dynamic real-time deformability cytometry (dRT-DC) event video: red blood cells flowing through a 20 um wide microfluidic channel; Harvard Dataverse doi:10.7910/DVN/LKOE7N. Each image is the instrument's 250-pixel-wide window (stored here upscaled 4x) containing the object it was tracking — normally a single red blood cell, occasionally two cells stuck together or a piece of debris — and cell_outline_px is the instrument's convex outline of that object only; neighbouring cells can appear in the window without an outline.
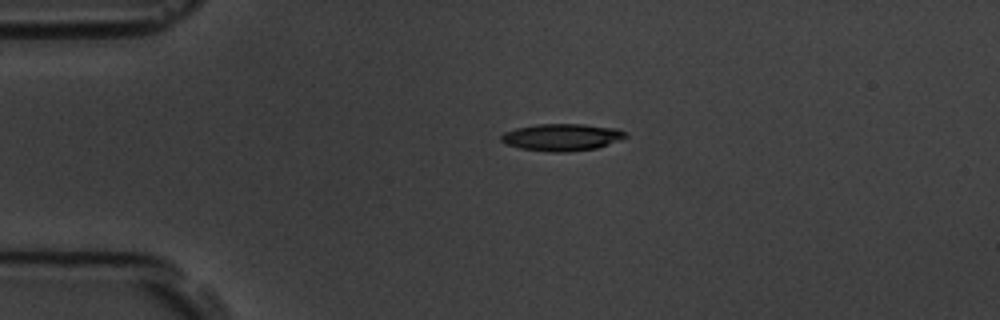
{"species": "common noctule bat (a hibernating species)", "species_latin": "Nyctalus noctula", "temperature_condition": "room temperature", "stored_images_in_passage": 3, "camera_frame_rate_fps": 3000, "um_per_image_px": 0.085, "animal": {"sex": "male", "body_mass_g": 19.5, "forearm_length_mm": 54.6}, "frame": {"image": 1, "passage_image": 2, "time_ms": 2.0, "image_size_px": [1000, 320], "cell_outline_px": [[628, 136], [620, 140], [596, 148], [568, 152], [552, 152], [520, 148], [508, 144], [500, 140], [500, 136], [504, 132], [516, 128], [536, 124], [584, 124], [620, 128], [628, 132]], "centroid_in_image_um": [47.81, 11.65], "position_along_channel_um": 37.2, "area_um2": 19.77}}